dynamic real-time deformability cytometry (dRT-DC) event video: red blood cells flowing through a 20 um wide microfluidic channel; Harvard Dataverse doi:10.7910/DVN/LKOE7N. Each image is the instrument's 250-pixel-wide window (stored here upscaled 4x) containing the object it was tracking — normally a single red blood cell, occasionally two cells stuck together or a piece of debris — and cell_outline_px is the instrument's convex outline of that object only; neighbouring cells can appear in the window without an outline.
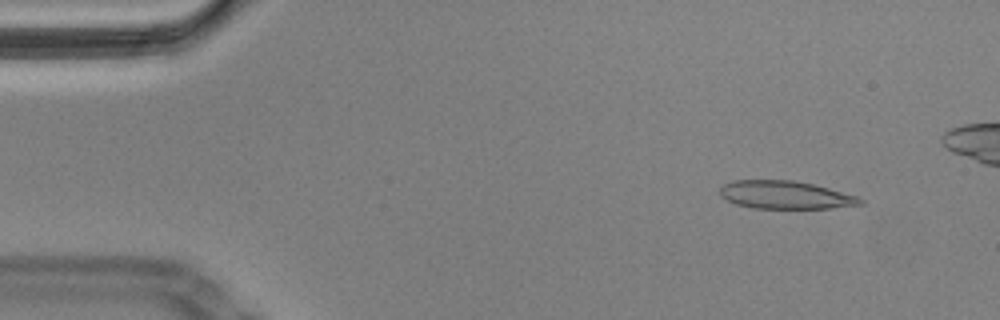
{"species": "Egyptian fruit bat (a non-hibernating species)", "species_latin": "Rousettus aegyptiacus", "temperature_condition": "cold", "stored_images_in_passage": 56, "camera_frame_rate_fps": 3000, "um_per_image_px": 0.085, "animal": {"sex": "male"}, "frame": {"image": 1, "passage_image": 4, "time_ms": 1.0, "image_size_px": [1000, 320], "cell_outline_px": [[864, 204], [832, 208], [752, 208], [736, 204], [720, 196], [720, 188], [724, 184], [732, 180], [792, 180], [812, 184], [828, 188], [856, 196], [864, 200]], "centroid_in_image_um": [66.74, 16.57], "position_along_channel_um": 18.3, "area_um2": 22.77}}
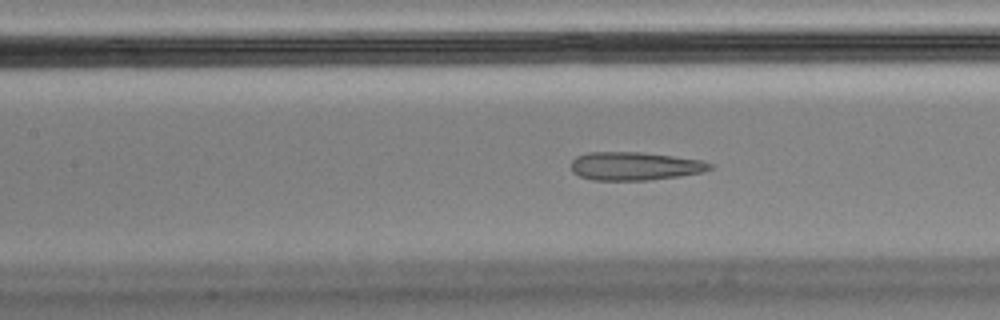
{"frame": {"image": 2, "passage_image": 23, "time_ms": 7.333, "image_size_px": [1000, 320], "cell_outline_px": [[712, 168], [704, 172], [680, 176], [648, 180], [592, 180], [580, 176], [572, 172], [572, 160], [576, 156], [588, 152], [640, 152], [672, 156], [700, 160], [712, 164]], "centroid_in_image_um": [53.94, 14.12], "position_along_channel_um": 153.5, "area_um2": 22.83}}
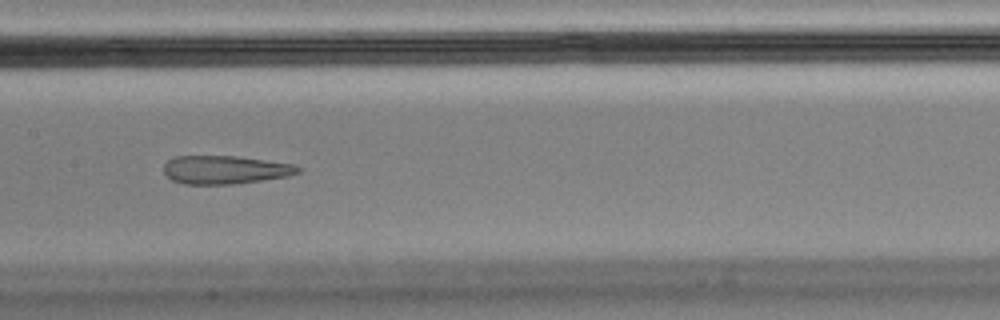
{"frame": {"image": 3, "passage_image": 26, "time_ms": 8.333, "image_size_px": [1000, 320], "cell_outline_px": [[304, 168], [300, 172], [288, 176], [236, 184], [184, 184], [172, 180], [164, 172], [164, 164], [168, 160], [176, 156], [236, 156], [292, 164]], "centroid_in_image_um": [19.14, 14.43], "position_along_channel_um": 188.3, "area_um2": 22.14}, "authors_computed_cell_mechanics": {"area_um2": 24.4783, "velocity_mm_per_s": 3.4912, "shape_relaxation_time_tau1_ms": null, "shape_relaxation_time_tau2_ms": 2.3084, "deformation_change_tau1": null, "deformation_change_tau2": 0.0971}}